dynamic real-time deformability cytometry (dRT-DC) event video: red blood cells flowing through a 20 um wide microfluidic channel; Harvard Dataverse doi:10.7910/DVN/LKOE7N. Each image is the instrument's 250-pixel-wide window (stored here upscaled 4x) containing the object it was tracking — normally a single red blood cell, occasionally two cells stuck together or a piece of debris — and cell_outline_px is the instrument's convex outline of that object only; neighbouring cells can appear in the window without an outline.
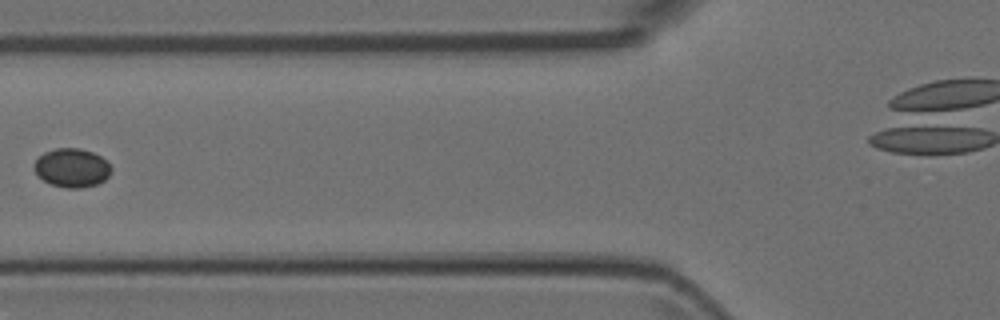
{"species": "Egyptian fruit bat (a non-hibernating species)", "species_latin": "Rousettus aegyptiacus", "temperature_condition": "room temperature", "stored_images_in_passage": 4, "camera_frame_rate_fps": 3000, "um_per_image_px": 0.085, "animal": {"sex": "female"}, "frame": {"image": 1, "passage_image": 4, "time_ms": 1.0, "image_size_px": [1000, 320], "cell_outline_px": [[112, 172], [104, 180], [96, 184], [80, 188], [68, 188], [52, 184], [36, 176], [32, 168], [36, 160], [44, 152], [56, 148], [80, 148], [92, 152], [108, 160], [112, 168]], "centroid_in_image_um": [6.11, 14.26], "position_along_channel_um": 119.7, "area_um2": 17.57}}